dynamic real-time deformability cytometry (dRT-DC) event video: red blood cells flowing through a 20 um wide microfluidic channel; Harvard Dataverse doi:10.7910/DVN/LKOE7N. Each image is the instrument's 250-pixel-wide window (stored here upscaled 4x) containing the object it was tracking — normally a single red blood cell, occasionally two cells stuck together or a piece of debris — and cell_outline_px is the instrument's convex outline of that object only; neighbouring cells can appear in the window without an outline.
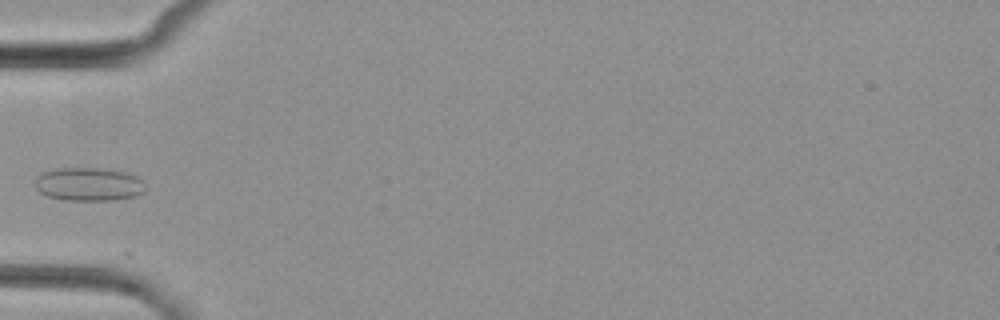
{"species": "common noctule bat (a hibernating species)", "species_latin": "Nyctalus noctula", "temperature_condition": "cold", "stored_images_in_passage": 4, "camera_frame_rate_fps": 3000, "um_per_image_px": 0.085, "animal": {"sex": "female", "body_mass_g": 29.2, "forearm_length_mm": 56.3}, "frame": {"image": 1, "passage_image": 3, "time_ms": 2.333, "image_size_px": [1000, 320], "cell_outline_px": [[148, 188], [144, 192], [136, 196], [112, 200], [64, 200], [48, 196], [40, 192], [36, 188], [36, 176], [44, 172], [56, 168], [100, 168], [124, 172], [136, 176], [144, 180]], "centroid_in_image_um": [7.59, 15.66], "position_along_channel_um": 77.4, "area_um2": 21.62}}